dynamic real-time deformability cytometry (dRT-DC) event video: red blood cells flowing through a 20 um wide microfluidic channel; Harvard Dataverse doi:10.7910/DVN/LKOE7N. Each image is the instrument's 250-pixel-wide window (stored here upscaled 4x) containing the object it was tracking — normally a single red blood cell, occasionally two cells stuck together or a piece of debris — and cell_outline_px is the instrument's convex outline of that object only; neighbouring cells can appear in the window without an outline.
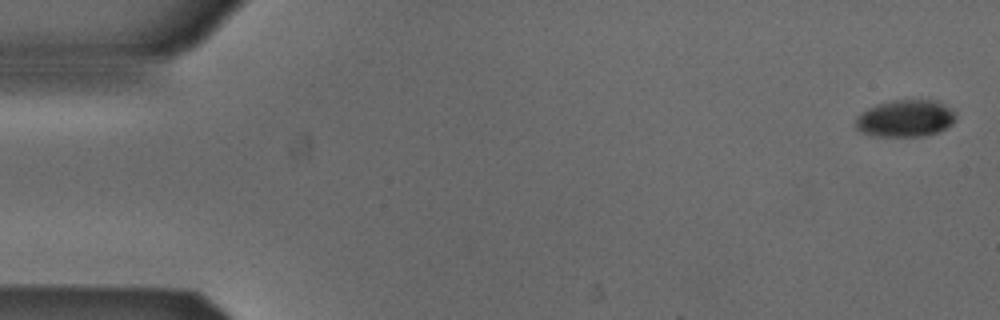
{"species": "Egyptian fruit bat (a non-hibernating species)", "species_latin": "Rousettus aegyptiacus", "temperature_condition": "cold", "stored_images_in_passage": 5, "camera_frame_rate_fps": 3000, "um_per_image_px": 0.085, "animal": {"sex": "male"}, "frame": {"image": 1, "passage_image": 1, "time_ms": 0.0, "image_size_px": [1000, 320], "cell_outline_px": [[956, 120], [952, 124], [940, 132], [924, 136], [876, 136], [860, 132], [856, 128], [856, 116], [868, 108], [876, 104], [892, 100], [936, 100], [944, 104], [956, 116]], "centroid_in_image_um": [76.95, 10.07], "position_along_channel_um": 8.1, "area_um2": 21.68}}
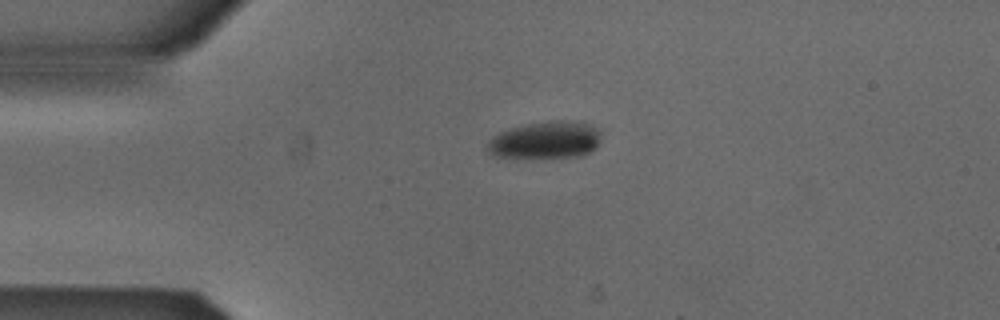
{"frame": {"image": 2, "passage_image": 4, "time_ms": 1.0, "image_size_px": [1000, 320], "cell_outline_px": [[600, 144], [596, 148], [580, 156], [496, 156], [488, 152], [488, 140], [492, 136], [508, 128], [528, 124], [552, 120], [580, 120], [596, 128], [600, 132]], "centroid_in_image_um": [46.41, 11.86], "position_along_channel_um": 38.6, "area_um2": 24.39}}